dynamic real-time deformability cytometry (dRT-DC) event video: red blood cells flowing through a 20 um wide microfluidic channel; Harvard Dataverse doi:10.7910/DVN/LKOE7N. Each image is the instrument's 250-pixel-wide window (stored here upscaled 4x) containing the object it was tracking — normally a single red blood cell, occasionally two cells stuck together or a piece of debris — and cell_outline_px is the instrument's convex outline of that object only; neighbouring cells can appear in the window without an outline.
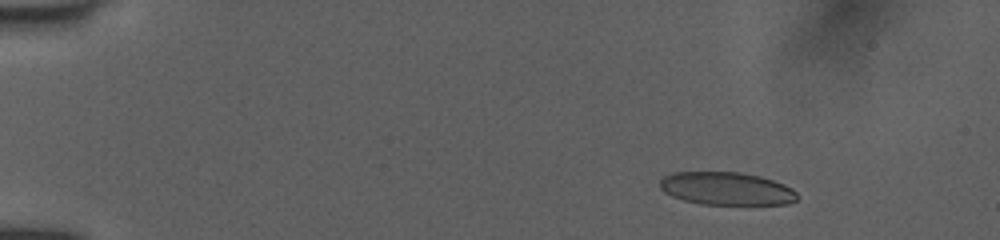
{"species": "human", "species_latin": "Homo sapiens", "temperature_condition": "room temperature", "stored_images_in_passage": 19, "camera_frame_rate_fps": 3000, "um_per_image_px": 0.085, "donor": {"sex": "female"}, "frame": {"image": 1, "passage_image": 3, "time_ms": 1.0, "image_size_px": [1000, 240], "cell_outline_px": [[796, 200], [788, 204], [700, 204], [684, 200], [672, 196], [664, 192], [660, 188], [660, 180], [664, 176], [672, 172], [740, 172], [760, 176], [784, 184], [792, 188], [796, 192]], "centroid_in_image_um": [61.73, 16.02], "position_along_channel_um": 23.3, "area_um2": 26.3}}
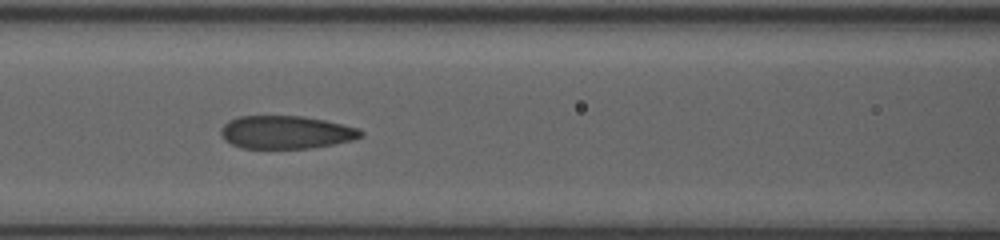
{"frame": {"image": 2, "passage_image": 10, "time_ms": 6.667, "image_size_px": [1000, 240], "cell_outline_px": [[364, 132], [360, 136], [352, 140], [312, 148], [240, 148], [224, 140], [220, 132], [220, 128], [228, 120], [236, 116], [304, 116], [324, 120], [360, 128]], "centroid_in_image_um": [24.27, 11.23], "position_along_channel_um": 142.3, "area_um2": 26.99}}
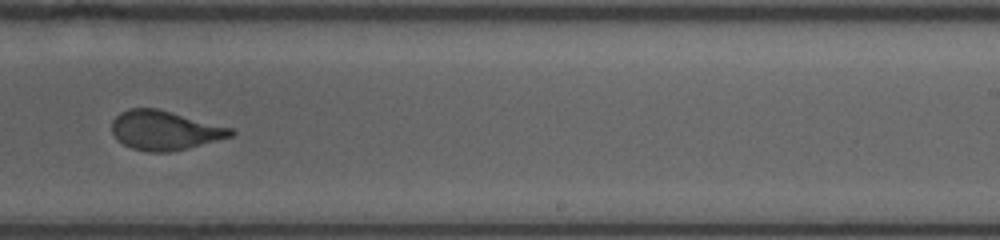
{"frame": {"image": 3, "passage_image": 17, "time_ms": 10.0, "image_size_px": [1000, 240], "cell_outline_px": [[236, 132], [232, 136], [188, 148], [172, 152], [148, 152], [132, 148], [116, 140], [112, 132], [112, 120], [120, 112], [128, 108], [156, 108], [232, 128]], "centroid_in_image_um": [13.97, 11.08], "position_along_channel_um": 275.0, "area_um2": 27.17}}